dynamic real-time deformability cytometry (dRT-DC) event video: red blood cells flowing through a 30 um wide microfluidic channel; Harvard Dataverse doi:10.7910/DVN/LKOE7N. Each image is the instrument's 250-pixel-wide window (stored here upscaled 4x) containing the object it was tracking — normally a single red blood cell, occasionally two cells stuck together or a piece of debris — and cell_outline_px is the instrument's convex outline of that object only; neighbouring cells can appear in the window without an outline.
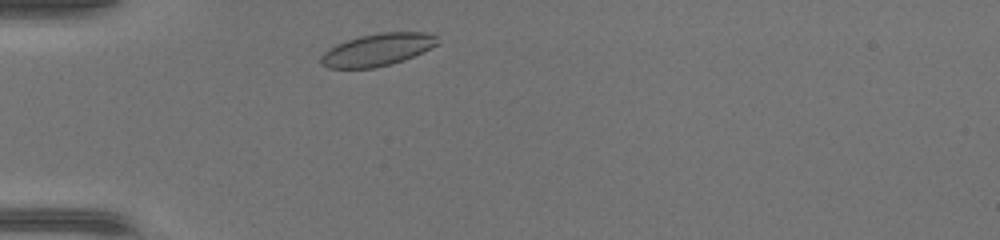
{"species": "common noctule bat (a hibernating species)", "species_latin": "Nyctalus noctula", "temperature_condition": "warm", "stored_images_in_passage": 30, "camera_frame_rate_fps": 3000, "um_per_image_px": 0.085, "animal": {"sex": "female", "body_mass_g": 17.0, "forearm_length_mm": 48.0}, "frame": {"image": 1, "passage_image": 2, "time_ms": 0.333, "image_size_px": [1000, 240], "cell_outline_px": [[440, 44], [404, 60], [372, 68], [328, 68], [320, 64], [320, 56], [328, 48], [336, 44], [360, 36], [384, 32], [424, 32], [436, 36]], "centroid_in_image_um": [32.07, 4.23], "position_along_channel_um": 52.9, "area_um2": 21.91}}
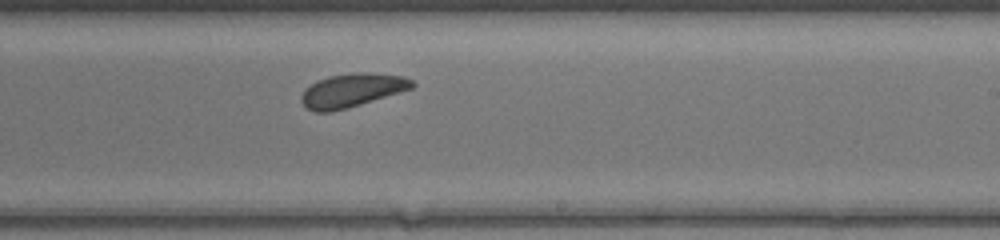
{"frame": {"image": 2, "passage_image": 17, "time_ms": 5.333, "image_size_px": [1000, 240], "cell_outline_px": [[416, 84], [412, 88], [348, 108], [332, 112], [316, 112], [308, 108], [300, 100], [300, 96], [304, 88], [316, 80], [328, 76], [356, 72], [372, 72], [404, 76], [412, 80]], "centroid_in_image_um": [29.89, 7.66], "position_along_channel_um": 259.1, "area_um2": 21.85}}
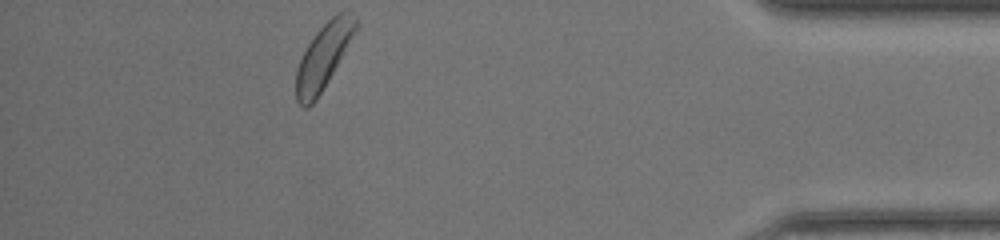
{"frame": {"image": 3, "passage_image": 30, "time_ms": 9.667, "image_size_px": [1000, 240], "cell_outline_px": [[360, 24], [356, 32], [328, 80], [316, 100], [308, 108], [304, 108], [296, 100], [296, 68], [308, 44], [316, 32], [336, 12], [348, 12], [356, 16]], "centroid_in_image_um": [27.51, 4.77], "position_along_channel_um": 407.7, "area_um2": 22.43}}